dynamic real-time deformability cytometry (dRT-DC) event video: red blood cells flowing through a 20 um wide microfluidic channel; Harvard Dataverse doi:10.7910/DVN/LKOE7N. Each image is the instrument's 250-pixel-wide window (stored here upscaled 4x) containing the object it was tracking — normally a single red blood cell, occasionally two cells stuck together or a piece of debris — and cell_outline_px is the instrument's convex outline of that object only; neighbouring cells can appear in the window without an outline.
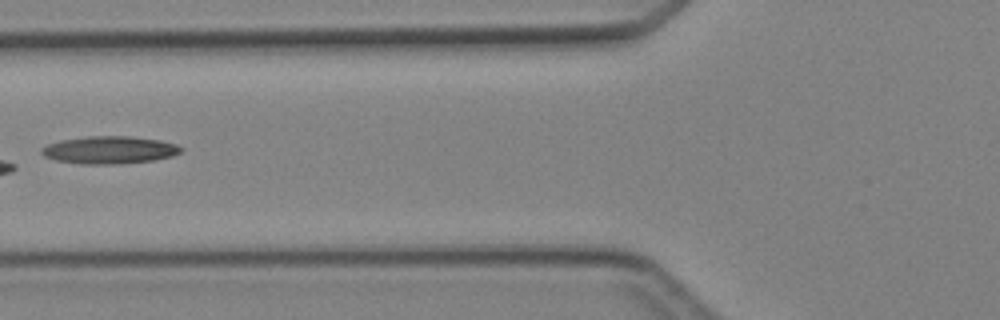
{"species": "Egyptian fruit bat (a non-hibernating species)", "species_latin": "Rousettus aegyptiacus", "temperature_condition": "cold", "stored_images_in_passage": 5, "camera_frame_rate_fps": 3000, "um_per_image_px": 0.085, "animal": {"sex": "female"}, "frame": {"image": 1, "passage_image": 5, "time_ms": 4.667, "image_size_px": [1000, 320], "cell_outline_px": [[184, 148], [180, 152], [172, 156], [156, 160], [112, 164], [84, 164], [56, 160], [44, 156], [40, 152], [40, 148], [48, 144], [60, 140], [88, 136], [128, 136], [160, 140], [176, 144]], "centroid_in_image_um": [9.3, 12.74], "position_along_channel_um": 116.5, "area_um2": 22.37}}